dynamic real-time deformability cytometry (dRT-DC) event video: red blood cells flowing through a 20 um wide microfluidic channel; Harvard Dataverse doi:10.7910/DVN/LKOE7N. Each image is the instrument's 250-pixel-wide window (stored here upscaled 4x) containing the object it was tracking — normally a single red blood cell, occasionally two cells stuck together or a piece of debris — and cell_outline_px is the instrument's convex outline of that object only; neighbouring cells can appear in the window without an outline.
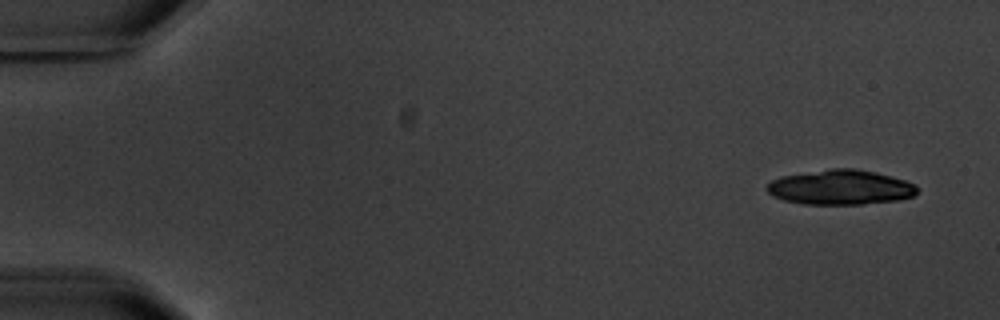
{"species": "common noctule bat (a hibernating species)", "species_latin": "Nyctalus noctula", "temperature_condition": "warm", "stored_images_in_passage": 6, "camera_frame_rate_fps": 3000, "um_per_image_px": 0.085, "animal": {"sex": "male", "body_mass_g": 20.1, "forearm_length_mm": 53.5}, "frame": {"image": 1, "passage_image": 1, "time_ms": 0.0, "image_size_px": [1000, 320], "cell_outline_px": [[920, 188], [912, 196], [900, 200], [860, 204], [804, 204], [784, 200], [772, 196], [764, 188], [772, 180], [780, 176], [832, 168], [856, 168], [876, 172], [904, 180], [916, 184]], "centroid_in_image_um": [71.44, 15.92], "position_along_channel_um": 13.6, "area_um2": 30.63}}
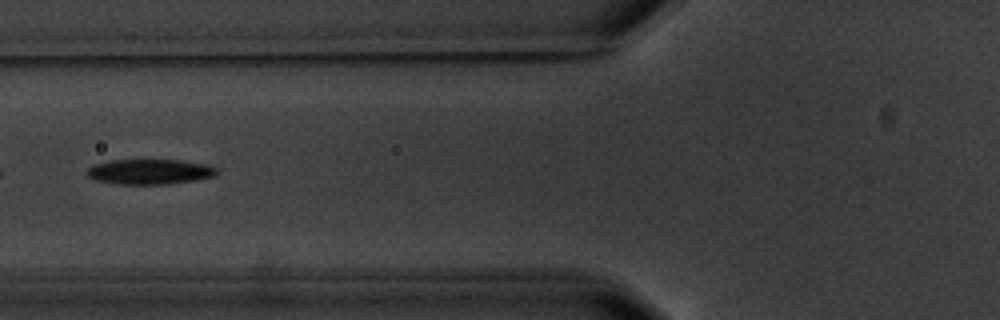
{"frame": {"image": 2, "passage_image": 6, "time_ms": 6.667, "image_size_px": [1000, 320], "cell_outline_px": [[216, 172], [212, 176], [196, 180], [164, 184], [116, 184], [96, 180], [88, 176], [84, 172], [92, 164], [108, 160], [180, 160], [208, 164], [216, 168]], "centroid_in_image_um": [12.66, 14.58], "position_along_channel_um": 113.1, "area_um2": 19.07}}